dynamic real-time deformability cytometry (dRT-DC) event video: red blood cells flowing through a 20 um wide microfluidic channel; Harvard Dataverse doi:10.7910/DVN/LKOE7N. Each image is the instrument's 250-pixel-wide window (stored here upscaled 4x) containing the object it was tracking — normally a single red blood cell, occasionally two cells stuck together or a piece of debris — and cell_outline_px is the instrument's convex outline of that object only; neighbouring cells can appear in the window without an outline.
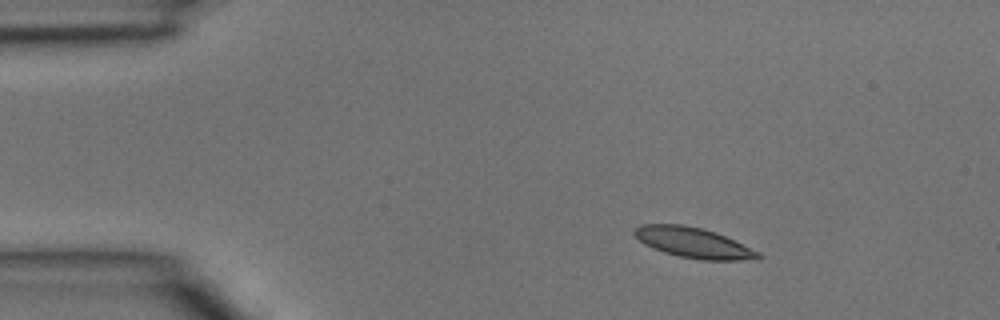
{"species": "common noctule bat (a hibernating species)", "species_latin": "Nyctalus noctula", "temperature_condition": "room temperature", "stored_images_in_passage": 4, "camera_frame_rate_fps": 3000, "um_per_image_px": 0.085, "animal": {"sex": "male", "body_mass_g": 15.6}, "frame": {"image": 1, "passage_image": 1, "time_ms": 0.0, "image_size_px": [1000, 320], "cell_outline_px": [[764, 256], [760, 260], [700, 260], [680, 256], [664, 252], [652, 248], [644, 244], [632, 232], [640, 224], [684, 224], [716, 232], [760, 252]], "centroid_in_image_um": [58.98, 20.64], "position_along_channel_um": 26.0, "area_um2": 21.96}}
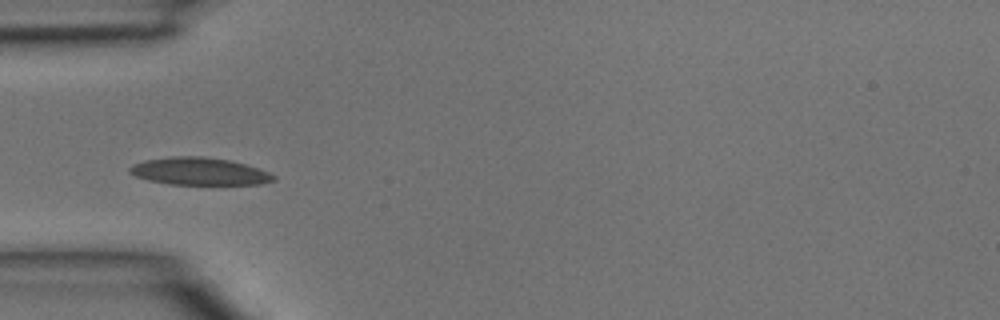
{"frame": {"image": 2, "passage_image": 3, "time_ms": 0.667, "image_size_px": [1000, 320], "cell_outline_px": [[276, 180], [260, 184], [168, 184], [148, 180], [136, 176], [128, 172], [128, 168], [132, 164], [144, 160], [172, 156], [200, 156], [228, 160], [244, 164], [268, 172], [276, 176]], "centroid_in_image_um": [16.89, 14.56], "position_along_channel_um": 68.1, "area_um2": 22.89}}